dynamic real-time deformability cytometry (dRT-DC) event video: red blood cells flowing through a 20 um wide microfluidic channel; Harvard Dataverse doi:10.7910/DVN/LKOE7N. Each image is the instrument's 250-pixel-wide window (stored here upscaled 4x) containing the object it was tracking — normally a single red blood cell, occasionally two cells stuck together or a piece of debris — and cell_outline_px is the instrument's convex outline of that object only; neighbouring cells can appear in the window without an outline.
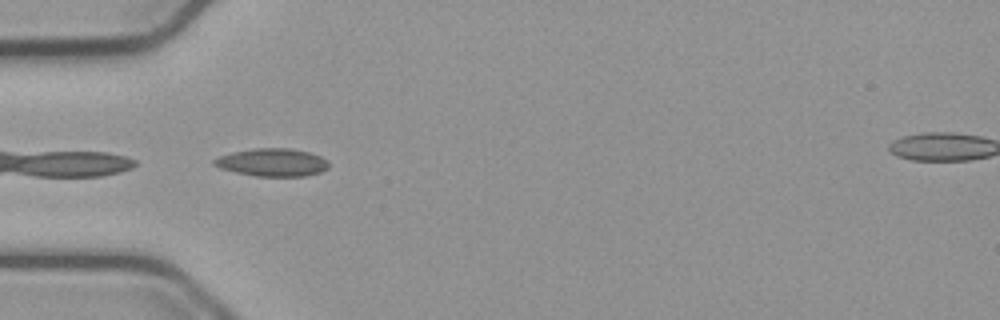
{"species": "common noctule bat (a hibernating species)", "species_latin": "Nyctalus noctula", "temperature_condition": "cold", "stored_images_in_passage": 13, "camera_frame_rate_fps": 3000, "um_per_image_px": 0.085, "animal": {"sex": "male", "body_mass_g": 23.1, "forearm_length_mm": 52.7}, "frame": {"image": 1, "passage_image": 1, "time_ms": 0.0, "image_size_px": [1000, 320], "cell_outline_px": [[328, 168], [320, 172], [304, 176], [256, 176], [236, 172], [220, 168], [212, 164], [212, 160], [220, 156], [232, 152], [256, 148], [288, 148], [308, 152], [320, 156], [328, 160]], "centroid_in_image_um": [23.14, 13.8], "position_along_channel_um": 61.9, "area_um2": 18.5}}
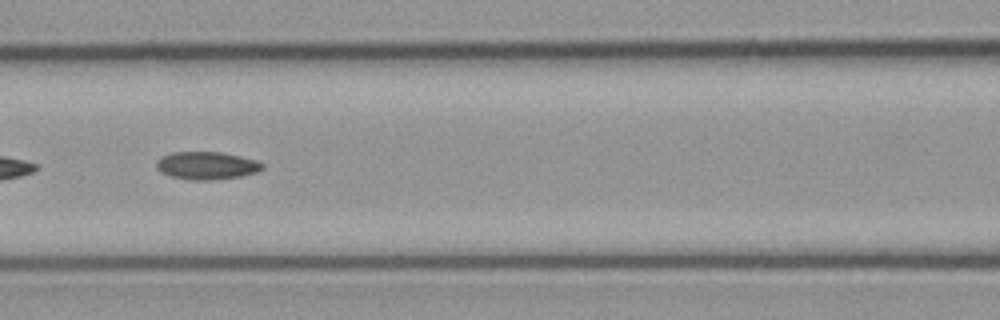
{"frame": {"image": 2, "passage_image": 8, "time_ms": 2.333, "image_size_px": [1000, 320], "cell_outline_px": [[264, 168], [256, 172], [240, 176], [212, 180], [192, 180], [172, 176], [160, 172], [156, 168], [156, 160], [164, 156], [176, 152], [220, 152], [256, 160], [264, 164]], "centroid_in_image_um": [17.57, 14.08], "position_along_channel_um": 149.0, "area_um2": 16.94}}
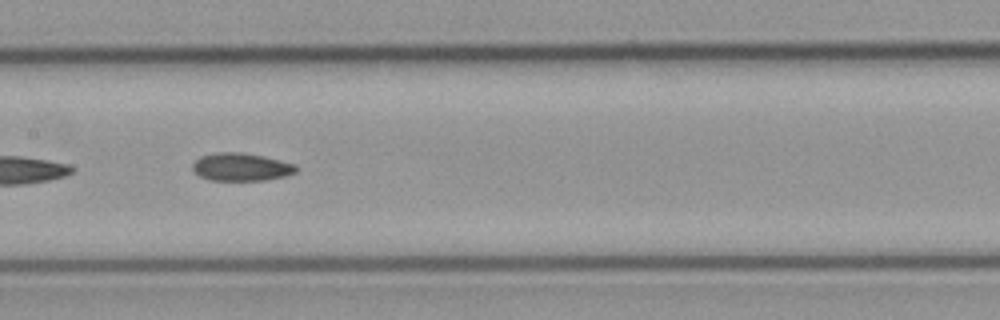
{"frame": {"image": 3, "passage_image": 11, "time_ms": 3.333, "image_size_px": [1000, 320], "cell_outline_px": [[296, 172], [284, 176], [264, 180], [212, 180], [200, 176], [192, 168], [192, 164], [200, 156], [216, 152], [240, 152], [264, 156], [296, 164]], "centroid_in_image_um": [20.49, 14.18], "position_along_channel_um": 186.9, "area_um2": 16.7}}